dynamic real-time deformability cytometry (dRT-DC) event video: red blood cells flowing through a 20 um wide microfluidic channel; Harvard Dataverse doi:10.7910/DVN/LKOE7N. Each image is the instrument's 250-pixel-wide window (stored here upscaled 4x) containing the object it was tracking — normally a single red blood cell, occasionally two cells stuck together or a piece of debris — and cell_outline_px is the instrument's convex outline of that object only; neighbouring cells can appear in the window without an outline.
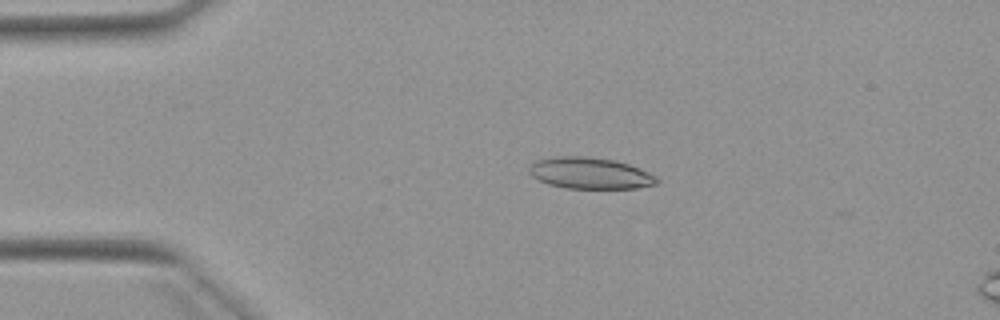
{"species": "Egyptian fruit bat (a non-hibernating species)", "species_latin": "Rousettus aegyptiacus", "temperature_condition": "warm", "stored_images_in_passage": 5, "camera_frame_rate_fps": 3000, "um_per_image_px": 0.085, "animal": {"sex": "female"}, "frame": {"image": 1, "passage_image": 3, "time_ms": 2.333, "image_size_px": [1000, 320], "cell_outline_px": [[660, 180], [656, 184], [636, 188], [564, 188], [548, 184], [532, 176], [528, 172], [528, 168], [536, 160], [556, 156], [588, 156], [616, 160], [628, 164], [648, 172], [656, 176]], "centroid_in_image_um": [50.14, 14.71], "position_along_channel_um": 34.9, "area_um2": 23.41}}